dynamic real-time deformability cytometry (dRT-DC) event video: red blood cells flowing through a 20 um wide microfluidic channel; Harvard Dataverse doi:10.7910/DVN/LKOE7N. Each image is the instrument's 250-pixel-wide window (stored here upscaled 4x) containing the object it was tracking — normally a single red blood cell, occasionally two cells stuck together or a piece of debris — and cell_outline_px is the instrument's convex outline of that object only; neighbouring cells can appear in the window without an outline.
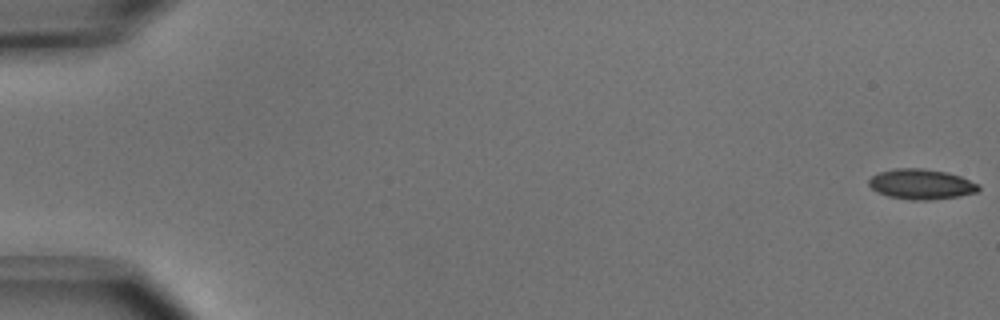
{"species": "common noctule bat (a hibernating species)", "species_latin": "Nyctalus noctula", "temperature_condition": "cold", "stored_images_in_passage": 52, "camera_frame_rate_fps": 3000, "um_per_image_px": 0.085, "animal": {"sex": "male", "body_mass_g": 15.6}, "frame": {"image": 1, "passage_image": 1, "time_ms": 0.0, "image_size_px": [1000, 320], "cell_outline_px": [[980, 188], [976, 192], [960, 196], [928, 200], [912, 200], [888, 196], [876, 192], [868, 184], [868, 180], [876, 172], [896, 168], [920, 168], [948, 172], [960, 176], [980, 184]], "centroid_in_image_um": [78.29, 15.65], "position_along_channel_um": 6.7, "area_um2": 19.48}}
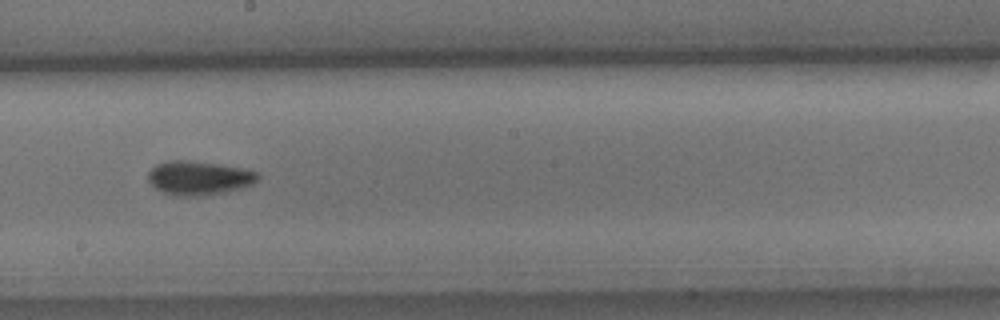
{"frame": {"image": 2, "passage_image": 30, "time_ms": 9.667, "image_size_px": [1000, 320], "cell_outline_px": [[260, 176], [252, 184], [240, 188], [208, 196], [176, 196], [164, 192], [156, 188], [148, 180], [148, 172], [156, 164], [168, 160], [188, 160], [216, 164], [240, 168], [260, 172]], "centroid_in_image_um": [16.9, 15.13], "position_along_channel_um": 231.3, "area_um2": 21.68}}
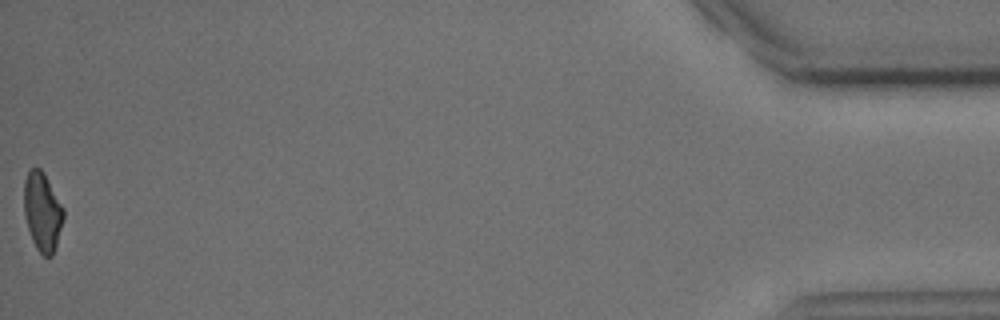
{"frame": {"image": 3, "passage_image": 52, "time_ms": 17.0, "image_size_px": [1000, 320], "cell_outline_px": [[64, 220], [52, 256], [44, 256], [36, 248], [32, 240], [24, 216], [24, 180], [28, 172], [32, 168], [40, 168], [44, 172], [64, 208]], "centroid_in_image_um": [3.61, 17.98], "position_along_channel_um": 431.6, "area_um2": 18.15}, "authors_computed_cell_mechanics": {"area_um2": 19.5653, "velocity_mm_per_s": 3.9625, "shape_relaxation_time_tau1_ms": 2.8051, "shape_relaxation_time_tau2_ms": null, "deformation_change_tau1": 0.0929, "deformation_change_tau2": null}}